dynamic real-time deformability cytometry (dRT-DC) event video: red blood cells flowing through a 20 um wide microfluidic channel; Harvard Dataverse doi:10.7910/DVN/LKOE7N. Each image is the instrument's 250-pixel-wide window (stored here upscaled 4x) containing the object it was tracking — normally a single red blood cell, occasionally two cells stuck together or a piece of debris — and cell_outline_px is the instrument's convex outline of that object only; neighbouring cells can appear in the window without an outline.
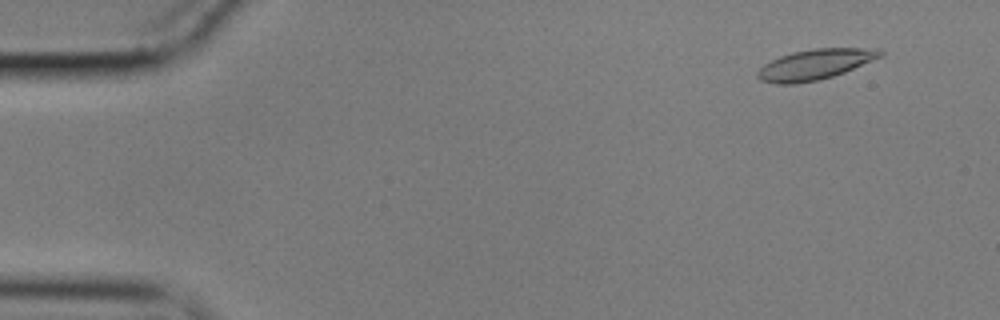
{"species": "common noctule bat (a hibernating species)", "species_latin": "Nyctalus noctula", "temperature_condition": "cold", "stored_images_in_passage": 54, "camera_frame_rate_fps": 3000, "um_per_image_px": 0.085, "animal": {"sex": "male", "body_mass_g": 17.9}, "frame": {"image": 1, "passage_image": 2, "time_ms": 0.333, "image_size_px": [1000, 320], "cell_outline_px": [[884, 56], [844, 72], [820, 80], [792, 84], [776, 84], [760, 80], [756, 76], [756, 72], [764, 64], [780, 56], [792, 52], [812, 48], [880, 48], [884, 52]], "centroid_in_image_um": [69.3, 5.47], "position_along_channel_um": 15.7, "area_um2": 21.91}}
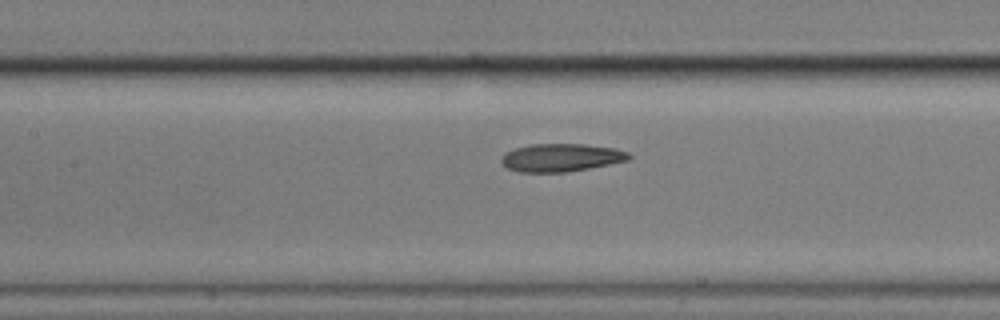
{"frame": {"image": 2, "passage_image": 23, "time_ms": 7.333, "image_size_px": [1000, 320], "cell_outline_px": [[632, 156], [628, 160], [568, 172], [516, 172], [508, 168], [500, 160], [500, 156], [504, 152], [516, 148], [532, 144], [584, 144], [616, 148], [628, 152]], "centroid_in_image_um": [47.67, 13.39], "position_along_channel_um": 159.7, "area_um2": 20.81}}
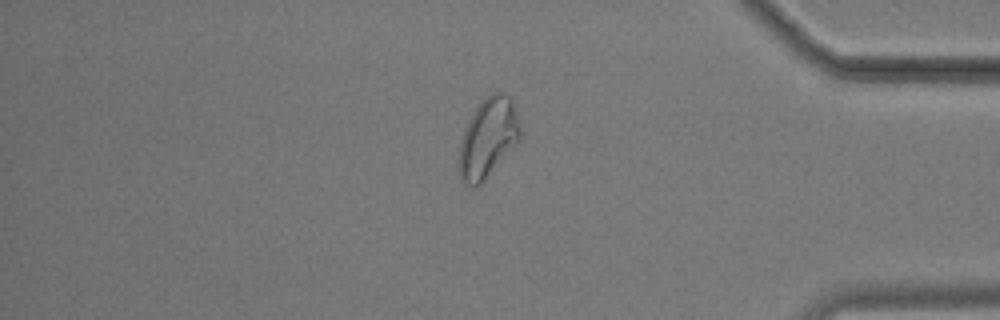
{"frame": {"image": 3, "passage_image": 45, "time_ms": 14.667, "image_size_px": [1000, 320], "cell_outline_px": [[520, 140], [480, 184], [476, 188], [472, 188], [464, 184], [460, 180], [460, 144], [464, 132], [476, 108], [492, 92], [504, 92], [512, 100], [520, 128]], "centroid_in_image_um": [41.49, 11.76], "position_along_channel_um": 393.7, "area_um2": 27.57}, "authors_computed_cell_mechanics": {"area_um2": 21.7617, "velocity_mm_per_s": 3.5446, "shape_relaxation_time_tau1_ms": 6.3749, "shape_relaxation_time_tau2_ms": 3.5377, "deformation_change_tau1": 0.1609, "deformation_change_tau2": 0.1043}}